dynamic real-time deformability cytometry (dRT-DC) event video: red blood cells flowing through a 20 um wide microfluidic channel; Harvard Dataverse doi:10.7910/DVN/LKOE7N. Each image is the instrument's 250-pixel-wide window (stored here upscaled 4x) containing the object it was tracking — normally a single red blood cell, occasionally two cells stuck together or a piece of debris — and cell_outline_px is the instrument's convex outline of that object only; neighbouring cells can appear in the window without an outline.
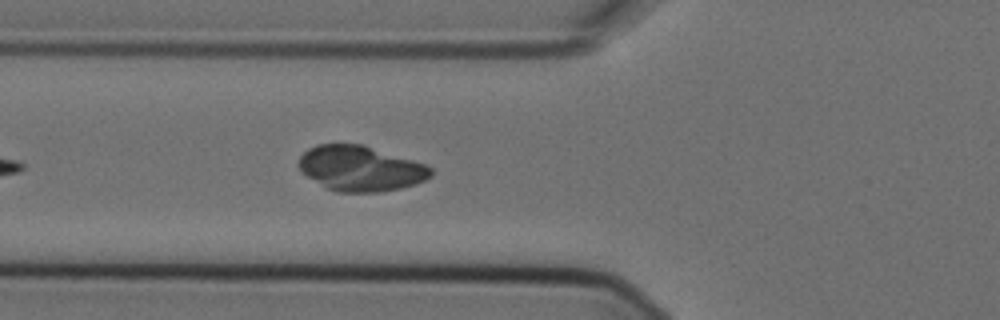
{"species": "Egyptian fruit bat (a non-hibernating species)", "species_latin": "Rousettus aegyptiacus", "temperature_condition": "cold", "stored_images_in_passage": 5, "camera_frame_rate_fps": 3000, "um_per_image_px": 0.085, "animal": {"sex": "female"}, "frame": {"image": 1, "passage_image": 5, "time_ms": 1.333, "image_size_px": [1000, 320], "cell_outline_px": [[432, 176], [416, 184], [400, 188], [380, 192], [336, 192], [328, 188], [308, 176], [300, 168], [300, 156], [308, 148], [316, 144], [360, 144], [412, 160], [424, 164], [432, 168]], "centroid_in_image_um": [30.66, 14.32], "position_along_channel_um": 95.1, "area_um2": 34.28}}